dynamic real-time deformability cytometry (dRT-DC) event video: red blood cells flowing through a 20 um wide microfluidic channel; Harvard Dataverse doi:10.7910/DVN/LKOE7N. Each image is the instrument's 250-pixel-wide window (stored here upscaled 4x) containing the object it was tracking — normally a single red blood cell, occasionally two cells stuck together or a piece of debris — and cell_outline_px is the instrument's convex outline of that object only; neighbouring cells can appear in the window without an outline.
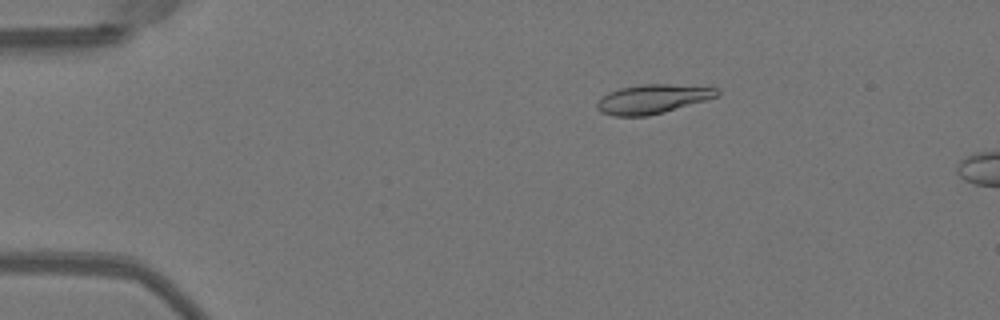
{"species": "Egyptian fruit bat (a non-hibernating species)", "species_latin": "Rousettus aegyptiacus", "temperature_condition": "warm", "stored_images_in_passage": 14, "camera_frame_rate_fps": 3000, "um_per_image_px": 0.085, "animal": {"sex": "female"}, "frame": {"image": 1, "passage_image": 10, "time_ms": 3.0, "image_size_px": [1000, 320], "cell_outline_px": [[720, 92], [716, 96], [704, 100], [664, 112], [648, 116], [616, 116], [600, 112], [596, 108], [596, 104], [600, 96], [608, 92], [620, 88], [640, 84], [668, 84], [720, 88]], "centroid_in_image_um": [55.4, 8.41], "position_along_channel_um": 29.6, "area_um2": 20.35}}